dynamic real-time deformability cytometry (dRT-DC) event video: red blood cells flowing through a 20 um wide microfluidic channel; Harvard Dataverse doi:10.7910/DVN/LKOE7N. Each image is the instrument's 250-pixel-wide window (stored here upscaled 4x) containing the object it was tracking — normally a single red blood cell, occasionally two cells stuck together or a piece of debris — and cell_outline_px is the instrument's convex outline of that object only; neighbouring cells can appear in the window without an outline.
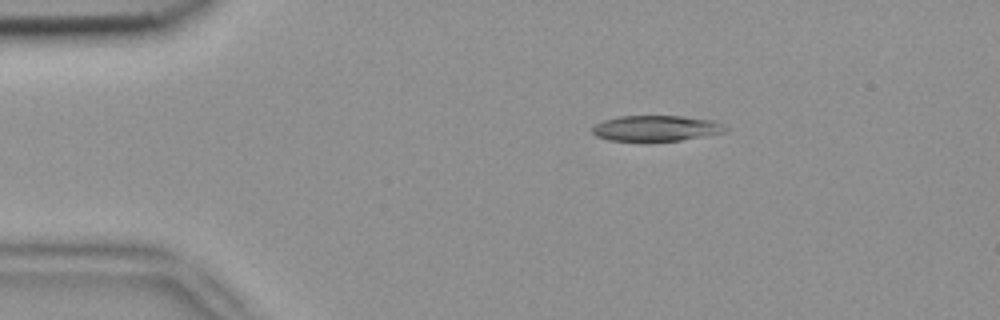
{"species": "common noctule bat (a hibernating species)", "species_latin": "Nyctalus noctula", "temperature_condition": "room temperature", "stored_images_in_passage": 4, "camera_frame_rate_fps": 3000, "um_per_image_px": 0.085, "animal": {"sex": "female", "body_mass_g": 18.4}, "frame": {"image": 1, "passage_image": 4, "time_ms": 1.0, "image_size_px": [1000, 320], "cell_outline_px": [[732, 128], [724, 132], [680, 140], [608, 140], [596, 136], [592, 132], [592, 128], [596, 124], [604, 120], [620, 116], [680, 116], [712, 120]], "centroid_in_image_um": [55.78, 10.89], "position_along_channel_um": 29.2, "area_um2": 19.59}}